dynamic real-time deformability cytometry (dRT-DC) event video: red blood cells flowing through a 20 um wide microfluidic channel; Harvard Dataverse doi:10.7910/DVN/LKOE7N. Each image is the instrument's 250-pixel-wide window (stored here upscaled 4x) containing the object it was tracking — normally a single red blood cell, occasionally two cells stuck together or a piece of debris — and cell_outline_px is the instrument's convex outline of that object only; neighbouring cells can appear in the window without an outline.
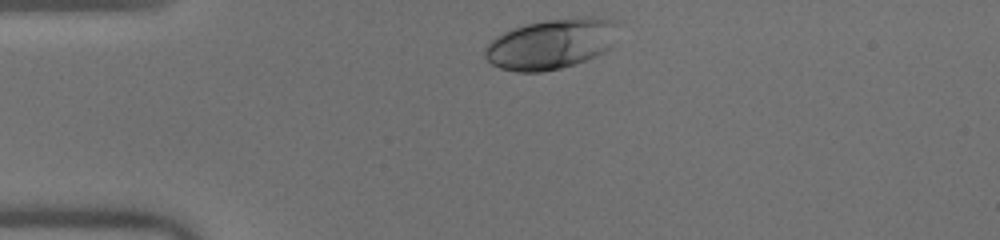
{"species": "human", "species_latin": "Homo sapiens", "temperature_condition": "warm", "stored_images_in_passage": 30, "camera_frame_rate_fps": 3000, "um_per_image_px": 0.085, "donor": {"sex": "male"}, "frame": {"image": 1, "passage_image": 1, "time_ms": 0.0, "image_size_px": [1000, 240], "cell_outline_px": [[620, 24], [612, 44], [604, 52], [596, 56], [560, 68], [540, 72], [516, 72], [500, 68], [492, 64], [484, 56], [484, 48], [496, 36], [512, 28], [528, 24], [548, 20], [580, 16], [600, 16], [620, 20]], "centroid_in_image_um": [46.9, 3.7], "position_along_channel_um": 38.1, "area_um2": 39.36}}
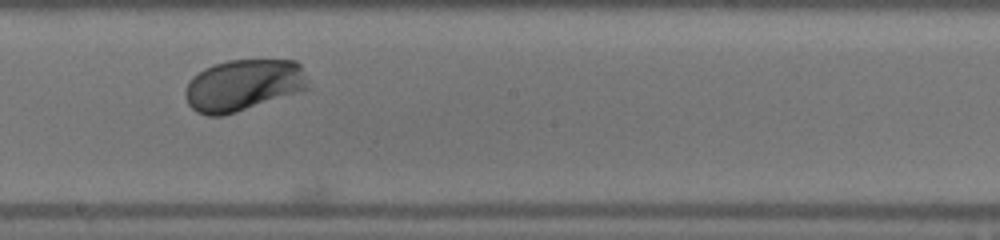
{"frame": {"image": 2, "passage_image": 18, "time_ms": 5.667, "image_size_px": [1000, 240], "cell_outline_px": [[308, 88], [224, 116], [208, 116], [196, 112], [188, 104], [184, 96], [184, 92], [188, 80], [192, 76], [204, 68], [212, 64], [228, 60], [296, 60], [300, 64], [308, 80]], "centroid_in_image_um": [20.62, 7.23], "position_along_channel_um": 227.6, "area_um2": 36.93}}
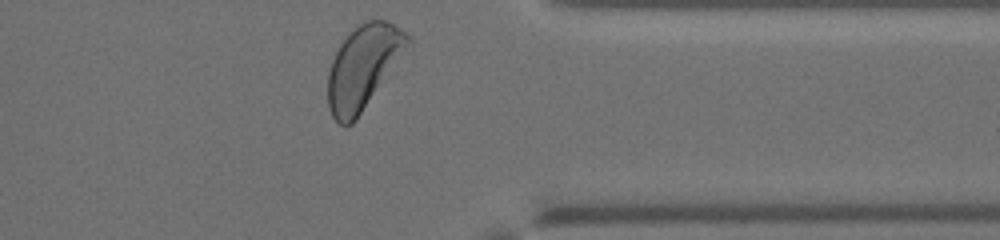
{"frame": {"image": 3, "passage_image": 30, "time_ms": 9.667, "image_size_px": [1000, 240], "cell_outline_px": [[412, 40], [356, 120], [352, 124], [340, 124], [332, 116], [328, 108], [328, 72], [332, 60], [340, 44], [360, 24], [368, 20], [384, 20], [392, 24], [412, 36]], "centroid_in_image_um": [30.85, 5.7], "position_along_channel_um": 380.5, "area_um2": 37.8}, "authors_computed_cell_mechanics": {"area_um2": 36.5007, "velocity_mm_per_s": 4.0137, "shape_relaxation_time_tau1_ms": 1.4178, "shape_relaxation_time_tau2_ms": null, "deformation_change_tau1": 0.1231, "deformation_change_tau2": null}}